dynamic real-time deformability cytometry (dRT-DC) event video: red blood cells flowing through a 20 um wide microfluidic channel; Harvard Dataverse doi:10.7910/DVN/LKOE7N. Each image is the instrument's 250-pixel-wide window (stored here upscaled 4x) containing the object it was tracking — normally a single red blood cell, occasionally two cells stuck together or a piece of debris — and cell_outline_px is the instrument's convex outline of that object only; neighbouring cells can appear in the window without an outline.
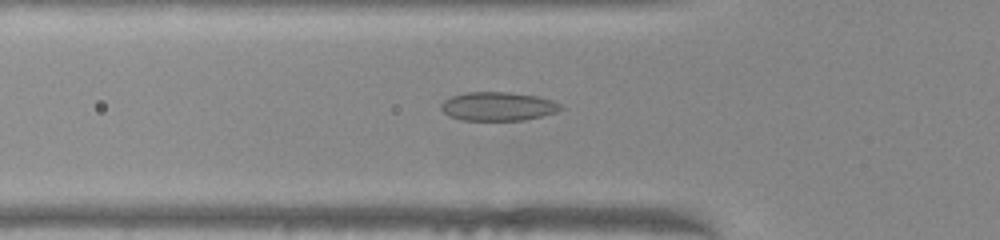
{"species": "common noctule bat (a hibernating species)", "species_latin": "Nyctalus noctula", "temperature_condition": "warm", "stored_images_in_passage": 41, "camera_frame_rate_fps": 3000, "um_per_image_px": 0.085, "animal": {"sex": "female", "body_mass_g": 22.0, "forearm_length_mm": 56.7}, "frame": {"image": 1, "passage_image": 6, "time_ms": 1.667, "image_size_px": [1000, 240], "cell_outline_px": [[564, 108], [556, 112], [540, 116], [520, 120], [464, 120], [448, 116], [440, 108], [440, 104], [444, 100], [452, 96], [464, 92], [508, 92], [536, 96], [560, 104]], "centroid_in_image_um": [42.27, 9.04], "position_along_channel_um": 83.5, "area_um2": 19.83}}
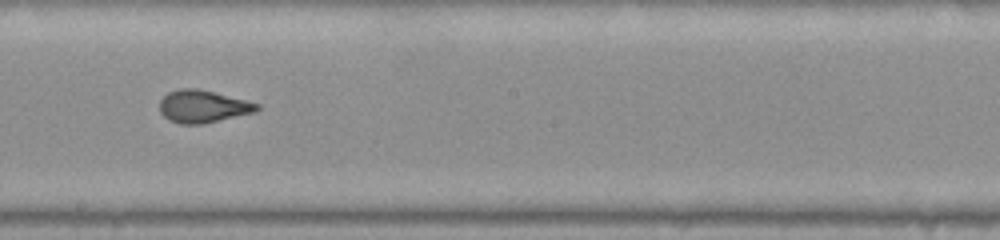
{"frame": {"image": 2, "passage_image": 17, "time_ms": 5.333, "image_size_px": [1000, 240], "cell_outline_px": [[260, 108], [256, 112], [204, 124], [180, 124], [168, 120], [160, 112], [160, 100], [168, 92], [180, 88], [196, 88], [260, 104]], "centroid_in_image_um": [17.23, 9.06], "position_along_channel_um": 231.0, "area_um2": 18.38}}
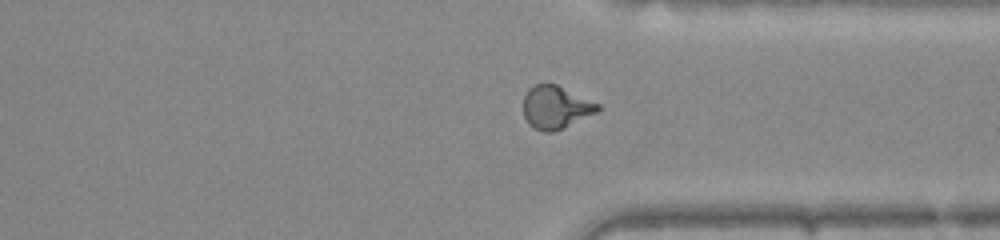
{"frame": {"image": 3, "passage_image": 27, "time_ms": 8.667, "image_size_px": [1000, 240], "cell_outline_px": [[600, 108], [596, 112], [564, 128], [552, 132], [544, 132], [532, 128], [528, 124], [524, 116], [524, 96], [528, 88], [536, 84], [556, 84], [600, 104]], "centroid_in_image_um": [47.21, 9.13], "position_along_channel_um": 364.2, "area_um2": 18.55}, "authors_computed_cell_mechanics": {"area_um2": 18.496, "velocity_mm_per_s": 4.0149, "shape_relaxation_time_tau1_ms": null, "shape_relaxation_time_tau2_ms": 0.79, "deformation_change_tau1": null, "deformation_change_tau2": 0.0778}}